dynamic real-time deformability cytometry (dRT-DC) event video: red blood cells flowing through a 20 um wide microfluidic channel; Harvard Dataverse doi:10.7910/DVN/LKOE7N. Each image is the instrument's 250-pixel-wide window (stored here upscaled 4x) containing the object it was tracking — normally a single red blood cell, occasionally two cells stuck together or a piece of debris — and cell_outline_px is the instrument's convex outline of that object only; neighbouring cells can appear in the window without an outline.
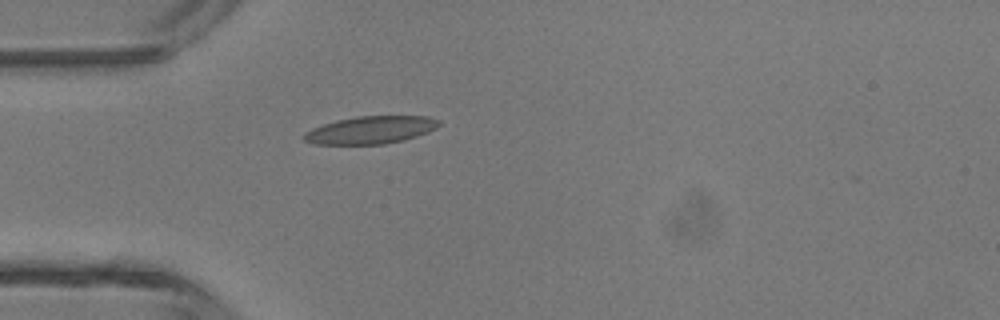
{"species": "common noctule bat (a hibernating species)", "species_latin": "Nyctalus noctula", "temperature_condition": "room temperature", "stored_images_in_passage": 1, "camera_frame_rate_fps": 3000, "um_per_image_px": 0.085, "animal": {"sex": "male", "body_mass_g": 13.3}, "frame": {"image": 1, "passage_image": 1, "time_ms": 0.0, "image_size_px": [1000, 320], "cell_outline_px": [[440, 124], [436, 128], [428, 132], [404, 140], [384, 144], [312, 144], [304, 140], [300, 136], [304, 132], [312, 128], [336, 120], [356, 116], [428, 116], [440, 120]], "centroid_in_image_um": [31.48, 11.05], "position_along_channel_um": 53.5, "area_um2": 21.85}}